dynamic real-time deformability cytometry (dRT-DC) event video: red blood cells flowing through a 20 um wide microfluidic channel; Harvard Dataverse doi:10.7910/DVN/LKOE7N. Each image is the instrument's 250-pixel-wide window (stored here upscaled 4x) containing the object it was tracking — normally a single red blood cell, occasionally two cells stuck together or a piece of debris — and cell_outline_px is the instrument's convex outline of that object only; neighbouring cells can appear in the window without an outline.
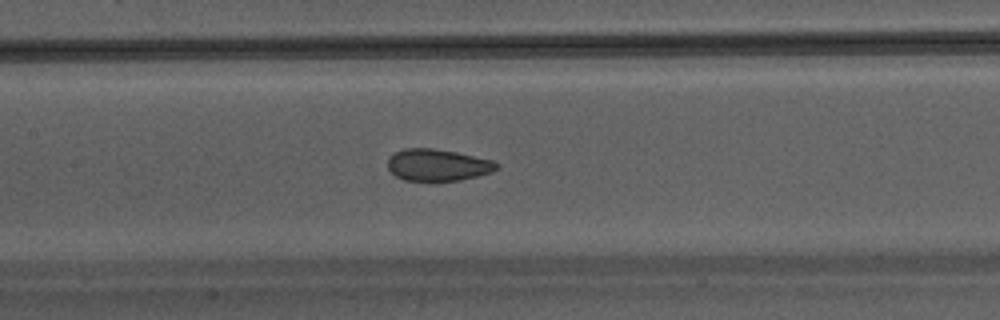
{"species": "Egyptian fruit bat (a non-hibernating species)", "species_latin": "Rousettus aegyptiacus", "temperature_condition": "warm", "stored_images_in_passage": 38, "camera_frame_rate_fps": 3000, "um_per_image_px": 0.085, "animal": {"sex": "male"}, "frame": {"image": 1, "passage_image": 15, "time_ms": 4.667, "image_size_px": [1000, 320], "cell_outline_px": [[500, 164], [492, 172], [460, 180], [404, 180], [396, 176], [388, 168], [388, 156], [404, 148], [432, 148], [456, 152], [492, 160]], "centroid_in_image_um": [37.19, 14.01], "position_along_channel_um": 170.2, "area_um2": 20.0}}
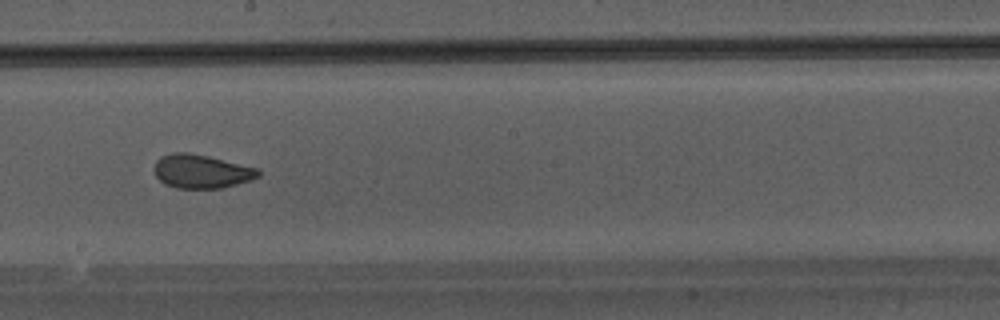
{"frame": {"image": 2, "passage_image": 19, "time_ms": 6.0, "image_size_px": [1000, 320], "cell_outline_px": [[260, 176], [236, 184], [220, 188], [176, 188], [164, 184], [156, 176], [152, 168], [156, 160], [160, 156], [172, 152], [188, 152], [208, 156], [260, 168]], "centroid_in_image_um": [17.08, 14.55], "position_along_channel_um": 231.1, "area_um2": 20.63}}
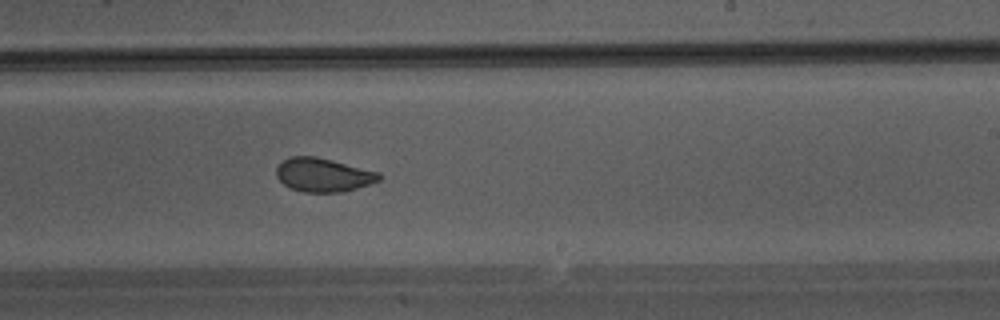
{"frame": {"image": 3, "passage_image": 21, "time_ms": 6.667, "image_size_px": [1000, 320], "cell_outline_px": [[384, 176], [380, 180], [356, 188], [340, 192], [304, 192], [292, 188], [284, 184], [276, 176], [276, 168], [284, 160], [292, 156], [316, 156], [380, 172]], "centroid_in_image_um": [27.5, 14.86], "position_along_channel_um": 261.5, "area_um2": 20.06}}